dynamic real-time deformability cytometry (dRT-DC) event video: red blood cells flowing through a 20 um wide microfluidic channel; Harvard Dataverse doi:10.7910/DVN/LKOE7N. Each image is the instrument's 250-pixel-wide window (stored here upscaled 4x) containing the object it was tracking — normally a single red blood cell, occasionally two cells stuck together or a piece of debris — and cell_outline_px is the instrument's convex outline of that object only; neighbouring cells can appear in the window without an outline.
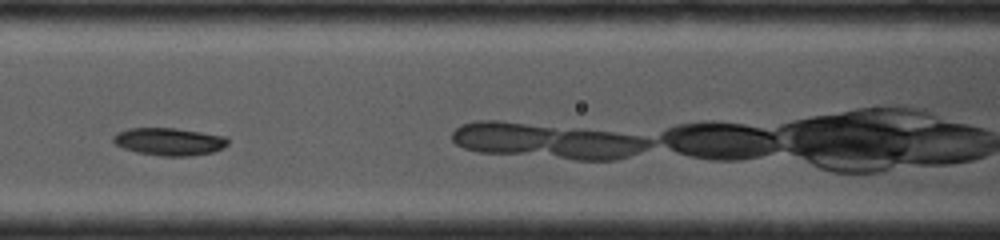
{"species": "common noctule bat (a hibernating species)", "species_latin": "Nyctalus noctula", "temperature_condition": "cold", "stored_images_in_passage": 24, "camera_frame_rate_fps": 4000, "um_per_image_px": 0.085, "animal": {"sex": "female", "body_mass_g": 19.0, "forearm_length_mm": 53.3}, "frame": {"image": 1, "passage_image": 8, "time_ms": 1.75, "image_size_px": [1000, 240], "cell_outline_px": [[228, 144], [224, 148], [212, 152], [188, 156], [164, 156], [136, 152], [124, 148], [116, 144], [112, 140], [112, 136], [116, 132], [128, 128], [176, 128], [224, 136], [228, 140]], "centroid_in_image_um": [14.35, 12.03], "position_along_channel_um": 152.2, "area_um2": 18.38}}